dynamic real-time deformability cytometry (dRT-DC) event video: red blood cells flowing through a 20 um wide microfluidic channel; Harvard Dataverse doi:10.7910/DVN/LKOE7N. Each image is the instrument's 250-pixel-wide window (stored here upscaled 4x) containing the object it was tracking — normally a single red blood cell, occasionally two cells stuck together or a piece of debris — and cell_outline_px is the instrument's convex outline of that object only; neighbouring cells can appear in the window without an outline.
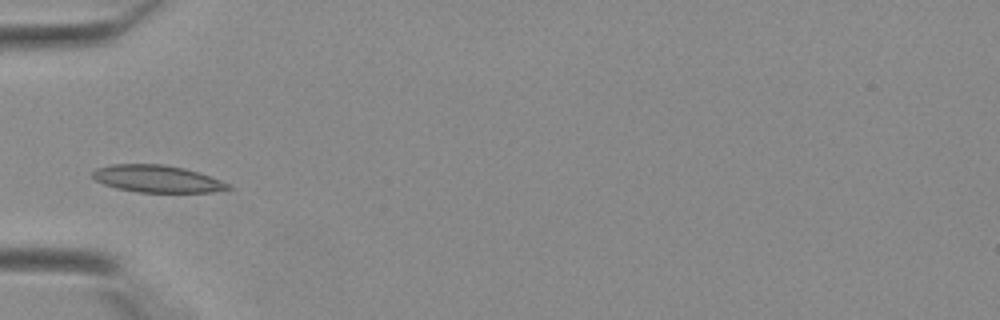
{"species": "Egyptian fruit bat (a non-hibernating species)", "species_latin": "Rousettus aegyptiacus", "temperature_condition": "warm", "stored_images_in_passage": 28, "camera_frame_rate_fps": 3000, "um_per_image_px": 0.085, "animal": {"sex": "female"}, "frame": {"image": 1, "passage_image": 1, "time_ms": 0.0, "image_size_px": [1000, 320], "cell_outline_px": [[232, 188], [212, 192], [136, 192], [116, 188], [104, 184], [96, 180], [92, 176], [92, 172], [96, 168], [112, 164], [164, 164], [184, 168], [220, 180], [228, 184]], "centroid_in_image_um": [13.31, 15.2], "position_along_channel_um": 71.7, "area_um2": 21.27}}
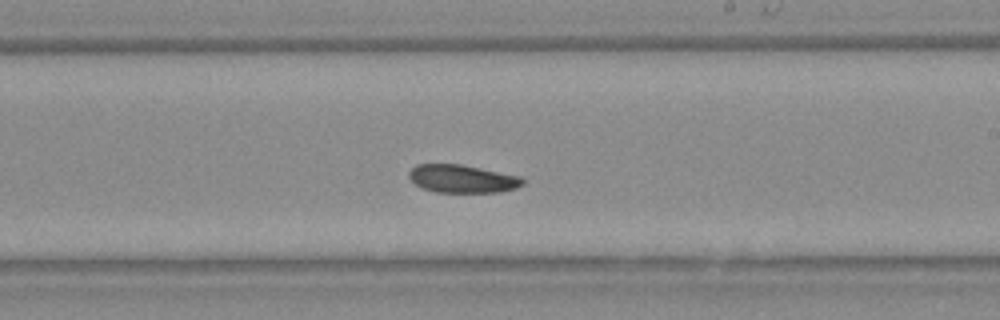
{"frame": {"image": 2, "passage_image": 12, "time_ms": 3.667, "image_size_px": [1000, 320], "cell_outline_px": [[524, 184], [516, 188], [500, 192], [436, 192], [424, 188], [416, 184], [408, 176], [408, 172], [416, 164], [460, 164], [520, 176], [524, 180]], "centroid_in_image_um": [39.3, 15.19], "position_along_channel_um": 249.7, "area_um2": 18.44}}
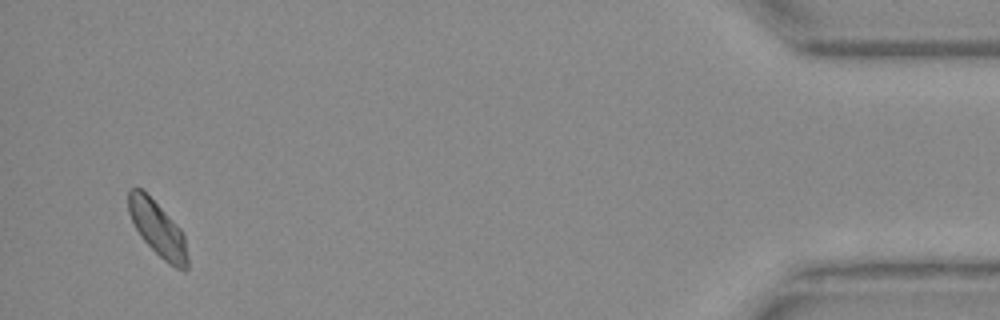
{"frame": {"image": 3, "passage_image": 27, "time_ms": 8.667, "image_size_px": [1000, 320], "cell_outline_px": [[188, 268], [184, 272], [168, 264], [140, 236], [128, 212], [128, 188], [140, 188], [180, 228], [184, 236], [188, 256]], "centroid_in_image_um": [13.41, 19.49], "position_along_channel_um": 421.8, "area_um2": 18.55}}